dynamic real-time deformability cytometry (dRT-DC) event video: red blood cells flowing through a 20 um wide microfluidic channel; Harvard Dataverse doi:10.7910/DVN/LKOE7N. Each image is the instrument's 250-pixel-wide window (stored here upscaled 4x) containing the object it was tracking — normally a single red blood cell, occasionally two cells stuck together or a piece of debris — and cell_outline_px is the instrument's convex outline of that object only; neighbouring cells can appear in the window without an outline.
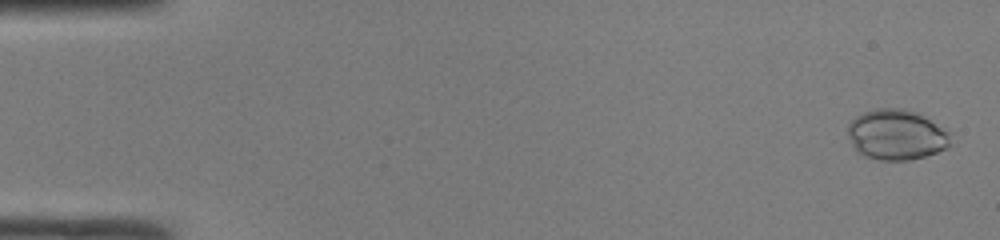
{"species": "common noctule bat (a hibernating species)", "species_latin": "Nyctalus noctula", "temperature_condition": "room temperature", "stored_images_in_passage": 8, "camera_frame_rate_fps": 3000, "um_per_image_px": 0.085, "animal": {"sex": "male", "body_mass_g": 19.0, "forearm_length_mm": 50.8}, "frame": {"image": 1, "passage_image": 2, "time_ms": 0.333, "image_size_px": [1000, 240], "cell_outline_px": [[952, 132], [948, 144], [944, 148], [936, 152], [924, 156], [908, 160], [880, 160], [864, 156], [856, 152], [848, 136], [848, 124], [856, 116], [864, 112], [876, 108], [904, 108], [916, 112]], "centroid_in_image_um": [76.17, 11.44], "position_along_channel_um": 8.8, "area_um2": 30.17}}